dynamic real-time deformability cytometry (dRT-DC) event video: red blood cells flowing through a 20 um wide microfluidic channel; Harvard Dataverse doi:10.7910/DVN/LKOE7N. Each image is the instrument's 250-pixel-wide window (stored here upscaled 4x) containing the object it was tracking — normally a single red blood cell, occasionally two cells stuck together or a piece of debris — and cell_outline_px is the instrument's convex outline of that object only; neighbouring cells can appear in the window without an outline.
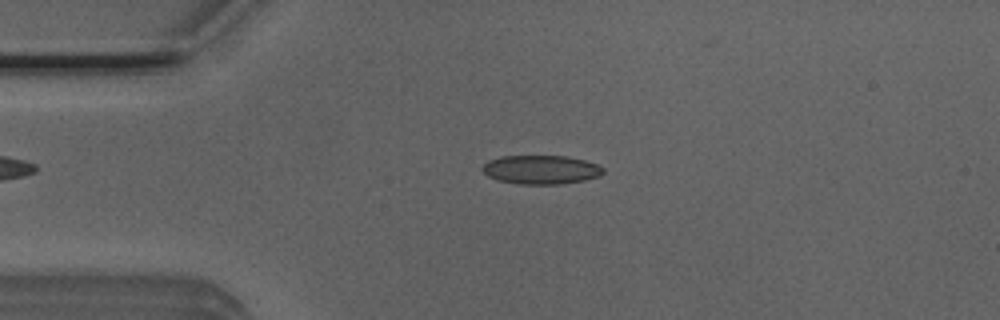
{"species": "Egyptian fruit bat (a non-hibernating species)", "species_latin": "Rousettus aegyptiacus", "temperature_condition": "room temperature", "stored_images_in_passage": 27, "camera_frame_rate_fps": 3000, "um_per_image_px": 0.085, "animal": {"sex": "male"}, "frame": {"image": 1, "passage_image": 11, "time_ms": 3.333, "image_size_px": [1000, 320], "cell_outline_px": [[604, 172], [600, 176], [584, 180], [560, 184], [520, 184], [500, 180], [488, 176], [480, 168], [488, 160], [500, 156], [568, 156], [584, 160], [596, 164], [604, 168]], "centroid_in_image_um": [45.99, 14.41], "position_along_channel_um": 39.0, "area_um2": 20.29}}
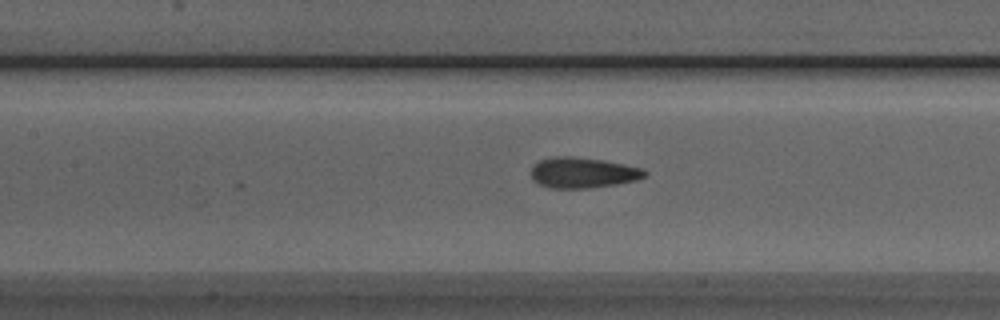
{"frame": {"image": 2, "passage_image": 22, "time_ms": 7.0, "image_size_px": [1000, 320], "cell_outline_px": [[648, 172], [644, 176], [636, 180], [616, 184], [588, 188], [548, 188], [532, 180], [532, 164], [540, 160], [556, 156], [572, 156], [600, 160], [624, 164], [644, 168]], "centroid_in_image_um": [49.52, 14.68], "position_along_channel_um": 157.9, "area_um2": 20.23}}
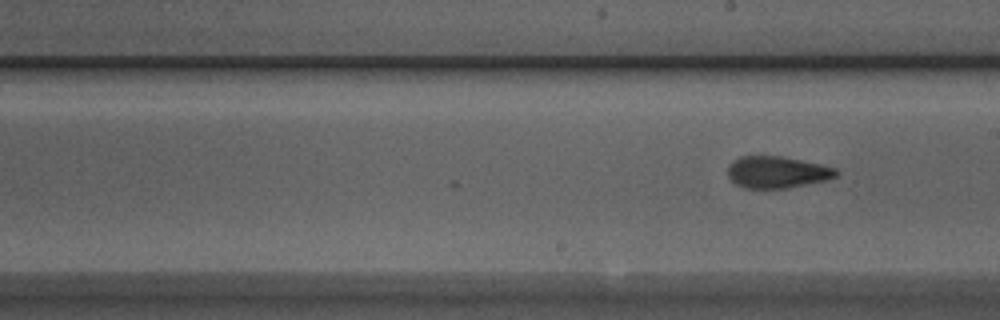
{"frame": {"image": 3, "passage_image": 27, "time_ms": 8.667, "image_size_px": [1000, 320], "cell_outline_px": [[840, 172], [836, 176], [828, 180], [788, 188], [744, 188], [736, 184], [728, 176], [728, 164], [740, 156], [780, 156], [820, 164], [836, 168]], "centroid_in_image_um": [66.06, 14.64], "position_along_channel_um": 222.9, "area_um2": 20.11}}